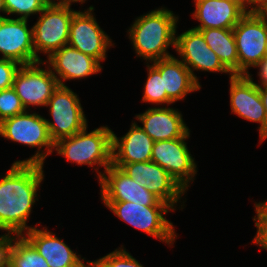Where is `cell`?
Returning a JSON list of instances; mask_svg holds the SVG:
<instances>
[{
  "mask_svg": "<svg viewBox=\"0 0 267 267\" xmlns=\"http://www.w3.org/2000/svg\"><path fill=\"white\" fill-rule=\"evenodd\" d=\"M42 164L13 163L0 180V235L21 236L33 227L27 226L37 191L44 179ZM25 231V232H24Z\"/></svg>",
  "mask_w": 267,
  "mask_h": 267,
  "instance_id": "cell-1",
  "label": "cell"
},
{
  "mask_svg": "<svg viewBox=\"0 0 267 267\" xmlns=\"http://www.w3.org/2000/svg\"><path fill=\"white\" fill-rule=\"evenodd\" d=\"M166 8L152 10L136 18L128 30L129 39L137 56L154 62L171 55L168 48H175L178 16Z\"/></svg>",
  "mask_w": 267,
  "mask_h": 267,
  "instance_id": "cell-2",
  "label": "cell"
},
{
  "mask_svg": "<svg viewBox=\"0 0 267 267\" xmlns=\"http://www.w3.org/2000/svg\"><path fill=\"white\" fill-rule=\"evenodd\" d=\"M112 132L107 125L89 133L86 127L71 137L57 141L54 149L57 155H62L71 163L90 167L97 165L95 170L100 179L103 171L100 172L99 167L105 171L112 164Z\"/></svg>",
  "mask_w": 267,
  "mask_h": 267,
  "instance_id": "cell-3",
  "label": "cell"
},
{
  "mask_svg": "<svg viewBox=\"0 0 267 267\" xmlns=\"http://www.w3.org/2000/svg\"><path fill=\"white\" fill-rule=\"evenodd\" d=\"M0 135L7 140L38 148L32 157L14 163L44 165L45 158L54 151V142L50 137L46 118L37 113H29L28 110L3 120L0 123Z\"/></svg>",
  "mask_w": 267,
  "mask_h": 267,
  "instance_id": "cell-4",
  "label": "cell"
},
{
  "mask_svg": "<svg viewBox=\"0 0 267 267\" xmlns=\"http://www.w3.org/2000/svg\"><path fill=\"white\" fill-rule=\"evenodd\" d=\"M119 219L146 234L165 242L174 244L177 238L175 227L165 218V214L174 209L170 205L144 206L133 202L103 201Z\"/></svg>",
  "mask_w": 267,
  "mask_h": 267,
  "instance_id": "cell-5",
  "label": "cell"
},
{
  "mask_svg": "<svg viewBox=\"0 0 267 267\" xmlns=\"http://www.w3.org/2000/svg\"><path fill=\"white\" fill-rule=\"evenodd\" d=\"M71 5H47L32 26L35 63L42 61L39 52H43L48 58L56 50L68 45L70 23L76 12L71 9Z\"/></svg>",
  "mask_w": 267,
  "mask_h": 267,
  "instance_id": "cell-6",
  "label": "cell"
},
{
  "mask_svg": "<svg viewBox=\"0 0 267 267\" xmlns=\"http://www.w3.org/2000/svg\"><path fill=\"white\" fill-rule=\"evenodd\" d=\"M53 122L46 119L54 144L84 130L88 124L79 97L68 86H58L47 102Z\"/></svg>",
  "mask_w": 267,
  "mask_h": 267,
  "instance_id": "cell-7",
  "label": "cell"
},
{
  "mask_svg": "<svg viewBox=\"0 0 267 267\" xmlns=\"http://www.w3.org/2000/svg\"><path fill=\"white\" fill-rule=\"evenodd\" d=\"M233 34L238 52V75L266 57L267 19L262 14L246 13L234 26Z\"/></svg>",
  "mask_w": 267,
  "mask_h": 267,
  "instance_id": "cell-8",
  "label": "cell"
},
{
  "mask_svg": "<svg viewBox=\"0 0 267 267\" xmlns=\"http://www.w3.org/2000/svg\"><path fill=\"white\" fill-rule=\"evenodd\" d=\"M41 64H46L43 60L21 65L15 73L12 88L25 110H30L32 106H46L53 92L58 88L59 83L56 76L51 72L49 66L43 69Z\"/></svg>",
  "mask_w": 267,
  "mask_h": 267,
  "instance_id": "cell-9",
  "label": "cell"
},
{
  "mask_svg": "<svg viewBox=\"0 0 267 267\" xmlns=\"http://www.w3.org/2000/svg\"><path fill=\"white\" fill-rule=\"evenodd\" d=\"M189 136L190 131L182 138L155 141L151 155V161L165 169L185 191L197 174V165L185 142Z\"/></svg>",
  "mask_w": 267,
  "mask_h": 267,
  "instance_id": "cell-10",
  "label": "cell"
},
{
  "mask_svg": "<svg viewBox=\"0 0 267 267\" xmlns=\"http://www.w3.org/2000/svg\"><path fill=\"white\" fill-rule=\"evenodd\" d=\"M113 165L124 171L136 183L146 187L174 210H176L175 205L178 201L181 202L186 192L165 169L153 161Z\"/></svg>",
  "mask_w": 267,
  "mask_h": 267,
  "instance_id": "cell-11",
  "label": "cell"
},
{
  "mask_svg": "<svg viewBox=\"0 0 267 267\" xmlns=\"http://www.w3.org/2000/svg\"><path fill=\"white\" fill-rule=\"evenodd\" d=\"M94 7L73 14L68 45L96 59L99 63L107 57V49L114 44L111 38L100 28L93 15Z\"/></svg>",
  "mask_w": 267,
  "mask_h": 267,
  "instance_id": "cell-12",
  "label": "cell"
},
{
  "mask_svg": "<svg viewBox=\"0 0 267 267\" xmlns=\"http://www.w3.org/2000/svg\"><path fill=\"white\" fill-rule=\"evenodd\" d=\"M249 73L230 78L231 112L247 121L259 123L260 143L267 138V115L258 90Z\"/></svg>",
  "mask_w": 267,
  "mask_h": 267,
  "instance_id": "cell-13",
  "label": "cell"
},
{
  "mask_svg": "<svg viewBox=\"0 0 267 267\" xmlns=\"http://www.w3.org/2000/svg\"><path fill=\"white\" fill-rule=\"evenodd\" d=\"M99 184L102 201L133 202L144 206L169 205L113 164L103 172Z\"/></svg>",
  "mask_w": 267,
  "mask_h": 267,
  "instance_id": "cell-14",
  "label": "cell"
},
{
  "mask_svg": "<svg viewBox=\"0 0 267 267\" xmlns=\"http://www.w3.org/2000/svg\"><path fill=\"white\" fill-rule=\"evenodd\" d=\"M175 49L182 58L180 60L191 71L192 76L199 84L194 70L228 73L230 77L233 76L222 64L217 54L209 48L199 30L192 28L180 35L176 34Z\"/></svg>",
  "mask_w": 267,
  "mask_h": 267,
  "instance_id": "cell-15",
  "label": "cell"
},
{
  "mask_svg": "<svg viewBox=\"0 0 267 267\" xmlns=\"http://www.w3.org/2000/svg\"><path fill=\"white\" fill-rule=\"evenodd\" d=\"M28 19L0 18V54L20 65L35 63L33 28H28Z\"/></svg>",
  "mask_w": 267,
  "mask_h": 267,
  "instance_id": "cell-16",
  "label": "cell"
},
{
  "mask_svg": "<svg viewBox=\"0 0 267 267\" xmlns=\"http://www.w3.org/2000/svg\"><path fill=\"white\" fill-rule=\"evenodd\" d=\"M44 62L48 63L60 86H66L64 81L84 79L102 70L101 64L96 59L85 55L70 45H65L56 50Z\"/></svg>",
  "mask_w": 267,
  "mask_h": 267,
  "instance_id": "cell-17",
  "label": "cell"
},
{
  "mask_svg": "<svg viewBox=\"0 0 267 267\" xmlns=\"http://www.w3.org/2000/svg\"><path fill=\"white\" fill-rule=\"evenodd\" d=\"M45 258L49 267H80L84 263L62 239L46 227H33L22 235Z\"/></svg>",
  "mask_w": 267,
  "mask_h": 267,
  "instance_id": "cell-18",
  "label": "cell"
},
{
  "mask_svg": "<svg viewBox=\"0 0 267 267\" xmlns=\"http://www.w3.org/2000/svg\"><path fill=\"white\" fill-rule=\"evenodd\" d=\"M182 117L178 109L170 107L148 108L135 116L142 123L141 128L154 142L182 138L189 131Z\"/></svg>",
  "mask_w": 267,
  "mask_h": 267,
  "instance_id": "cell-19",
  "label": "cell"
},
{
  "mask_svg": "<svg viewBox=\"0 0 267 267\" xmlns=\"http://www.w3.org/2000/svg\"><path fill=\"white\" fill-rule=\"evenodd\" d=\"M154 141L134 121L123 137L112 132V164L151 161Z\"/></svg>",
  "mask_w": 267,
  "mask_h": 267,
  "instance_id": "cell-20",
  "label": "cell"
},
{
  "mask_svg": "<svg viewBox=\"0 0 267 267\" xmlns=\"http://www.w3.org/2000/svg\"><path fill=\"white\" fill-rule=\"evenodd\" d=\"M151 63L160 71L163 91H166L167 97L172 103L184 100L188 93L201 88L191 71L178 58L170 56Z\"/></svg>",
  "mask_w": 267,
  "mask_h": 267,
  "instance_id": "cell-21",
  "label": "cell"
},
{
  "mask_svg": "<svg viewBox=\"0 0 267 267\" xmlns=\"http://www.w3.org/2000/svg\"><path fill=\"white\" fill-rule=\"evenodd\" d=\"M193 18L200 24L194 29H233L246 14L235 3L227 0H194Z\"/></svg>",
  "mask_w": 267,
  "mask_h": 267,
  "instance_id": "cell-22",
  "label": "cell"
},
{
  "mask_svg": "<svg viewBox=\"0 0 267 267\" xmlns=\"http://www.w3.org/2000/svg\"><path fill=\"white\" fill-rule=\"evenodd\" d=\"M202 33L205 42L219 57L222 64L233 74L238 75V52L233 29H196Z\"/></svg>",
  "mask_w": 267,
  "mask_h": 267,
  "instance_id": "cell-23",
  "label": "cell"
},
{
  "mask_svg": "<svg viewBox=\"0 0 267 267\" xmlns=\"http://www.w3.org/2000/svg\"><path fill=\"white\" fill-rule=\"evenodd\" d=\"M6 267H49L47 261L21 236L2 237Z\"/></svg>",
  "mask_w": 267,
  "mask_h": 267,
  "instance_id": "cell-24",
  "label": "cell"
},
{
  "mask_svg": "<svg viewBox=\"0 0 267 267\" xmlns=\"http://www.w3.org/2000/svg\"><path fill=\"white\" fill-rule=\"evenodd\" d=\"M148 78L144 85L142 102L152 104H173L167 97L166 91H163L162 77L160 71L147 62Z\"/></svg>",
  "mask_w": 267,
  "mask_h": 267,
  "instance_id": "cell-25",
  "label": "cell"
},
{
  "mask_svg": "<svg viewBox=\"0 0 267 267\" xmlns=\"http://www.w3.org/2000/svg\"><path fill=\"white\" fill-rule=\"evenodd\" d=\"M6 14L20 15V19H28L32 14H40L47 6L43 0H4Z\"/></svg>",
  "mask_w": 267,
  "mask_h": 267,
  "instance_id": "cell-26",
  "label": "cell"
},
{
  "mask_svg": "<svg viewBox=\"0 0 267 267\" xmlns=\"http://www.w3.org/2000/svg\"><path fill=\"white\" fill-rule=\"evenodd\" d=\"M94 261L97 263L98 267H144L123 248V245Z\"/></svg>",
  "mask_w": 267,
  "mask_h": 267,
  "instance_id": "cell-27",
  "label": "cell"
},
{
  "mask_svg": "<svg viewBox=\"0 0 267 267\" xmlns=\"http://www.w3.org/2000/svg\"><path fill=\"white\" fill-rule=\"evenodd\" d=\"M25 111L20 98L13 88L0 90V123Z\"/></svg>",
  "mask_w": 267,
  "mask_h": 267,
  "instance_id": "cell-28",
  "label": "cell"
},
{
  "mask_svg": "<svg viewBox=\"0 0 267 267\" xmlns=\"http://www.w3.org/2000/svg\"><path fill=\"white\" fill-rule=\"evenodd\" d=\"M256 216L253 218L257 227L256 236L252 243L257 244L260 248L267 250V200L264 202H255Z\"/></svg>",
  "mask_w": 267,
  "mask_h": 267,
  "instance_id": "cell-29",
  "label": "cell"
},
{
  "mask_svg": "<svg viewBox=\"0 0 267 267\" xmlns=\"http://www.w3.org/2000/svg\"><path fill=\"white\" fill-rule=\"evenodd\" d=\"M20 66L14 60L0 58V90L12 88L15 73Z\"/></svg>",
  "mask_w": 267,
  "mask_h": 267,
  "instance_id": "cell-30",
  "label": "cell"
},
{
  "mask_svg": "<svg viewBox=\"0 0 267 267\" xmlns=\"http://www.w3.org/2000/svg\"><path fill=\"white\" fill-rule=\"evenodd\" d=\"M259 68L258 76H260L261 84L255 83L257 86H266L267 85V56L264 57L258 64L253 68Z\"/></svg>",
  "mask_w": 267,
  "mask_h": 267,
  "instance_id": "cell-31",
  "label": "cell"
},
{
  "mask_svg": "<svg viewBox=\"0 0 267 267\" xmlns=\"http://www.w3.org/2000/svg\"><path fill=\"white\" fill-rule=\"evenodd\" d=\"M267 8V0H252V13L261 14Z\"/></svg>",
  "mask_w": 267,
  "mask_h": 267,
  "instance_id": "cell-32",
  "label": "cell"
},
{
  "mask_svg": "<svg viewBox=\"0 0 267 267\" xmlns=\"http://www.w3.org/2000/svg\"><path fill=\"white\" fill-rule=\"evenodd\" d=\"M227 1L235 3L245 13H252V0H227Z\"/></svg>",
  "mask_w": 267,
  "mask_h": 267,
  "instance_id": "cell-33",
  "label": "cell"
},
{
  "mask_svg": "<svg viewBox=\"0 0 267 267\" xmlns=\"http://www.w3.org/2000/svg\"><path fill=\"white\" fill-rule=\"evenodd\" d=\"M258 90L266 111V115H267V85L266 86H258Z\"/></svg>",
  "mask_w": 267,
  "mask_h": 267,
  "instance_id": "cell-34",
  "label": "cell"
},
{
  "mask_svg": "<svg viewBox=\"0 0 267 267\" xmlns=\"http://www.w3.org/2000/svg\"><path fill=\"white\" fill-rule=\"evenodd\" d=\"M0 267H6V254L2 245V238H0Z\"/></svg>",
  "mask_w": 267,
  "mask_h": 267,
  "instance_id": "cell-35",
  "label": "cell"
},
{
  "mask_svg": "<svg viewBox=\"0 0 267 267\" xmlns=\"http://www.w3.org/2000/svg\"><path fill=\"white\" fill-rule=\"evenodd\" d=\"M45 2L46 5H62L65 4V0H57L58 2H56L55 0H43Z\"/></svg>",
  "mask_w": 267,
  "mask_h": 267,
  "instance_id": "cell-36",
  "label": "cell"
},
{
  "mask_svg": "<svg viewBox=\"0 0 267 267\" xmlns=\"http://www.w3.org/2000/svg\"><path fill=\"white\" fill-rule=\"evenodd\" d=\"M0 12H3V14H6V8H5V3L4 0H0ZM5 16H2L0 14V18H4Z\"/></svg>",
  "mask_w": 267,
  "mask_h": 267,
  "instance_id": "cell-37",
  "label": "cell"
},
{
  "mask_svg": "<svg viewBox=\"0 0 267 267\" xmlns=\"http://www.w3.org/2000/svg\"><path fill=\"white\" fill-rule=\"evenodd\" d=\"M80 267H98V265L95 261H87V265L83 263Z\"/></svg>",
  "mask_w": 267,
  "mask_h": 267,
  "instance_id": "cell-38",
  "label": "cell"
},
{
  "mask_svg": "<svg viewBox=\"0 0 267 267\" xmlns=\"http://www.w3.org/2000/svg\"><path fill=\"white\" fill-rule=\"evenodd\" d=\"M85 1H86V0H65V4H66V3H72V2H73V3H74V2H76V3L79 2V3L83 4Z\"/></svg>",
  "mask_w": 267,
  "mask_h": 267,
  "instance_id": "cell-39",
  "label": "cell"
},
{
  "mask_svg": "<svg viewBox=\"0 0 267 267\" xmlns=\"http://www.w3.org/2000/svg\"><path fill=\"white\" fill-rule=\"evenodd\" d=\"M261 14L267 19V8Z\"/></svg>",
  "mask_w": 267,
  "mask_h": 267,
  "instance_id": "cell-40",
  "label": "cell"
}]
</instances>
